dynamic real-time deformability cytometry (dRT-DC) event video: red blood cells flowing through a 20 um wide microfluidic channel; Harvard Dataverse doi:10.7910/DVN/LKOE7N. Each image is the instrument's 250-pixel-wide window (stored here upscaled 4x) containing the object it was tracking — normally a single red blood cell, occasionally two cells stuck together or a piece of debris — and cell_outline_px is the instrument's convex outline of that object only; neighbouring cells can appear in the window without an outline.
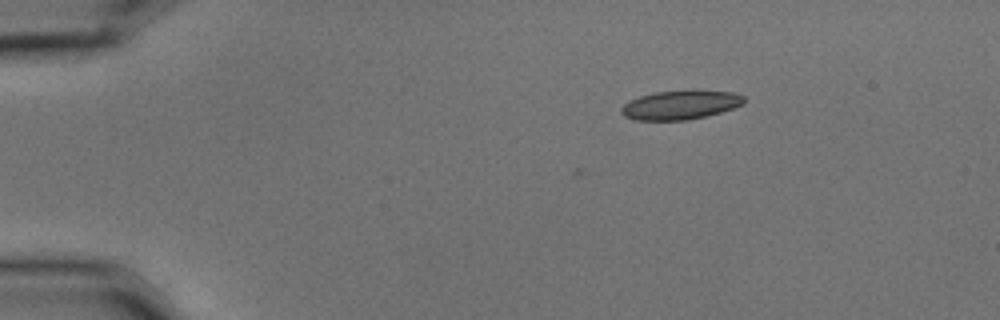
{"species": "common noctule bat (a hibernating species)", "species_latin": "Nyctalus noctula", "temperature_condition": "cold", "stored_images_in_passage": 6, "camera_frame_rate_fps": 3000, "um_per_image_px": 0.085, "animal": {"sex": "male", "body_mass_g": 15.6}, "frame": {"image": 1, "passage_image": 3, "time_ms": 0.667, "image_size_px": [1000, 320], "cell_outline_px": [[744, 104], [720, 112], [688, 120], [636, 120], [624, 116], [620, 112], [620, 108], [628, 100], [640, 96], [656, 92], [692, 88], [700, 88], [732, 92], [744, 96]], "centroid_in_image_um": [57.84, 8.88], "position_along_channel_um": 27.2, "area_um2": 21.33}}
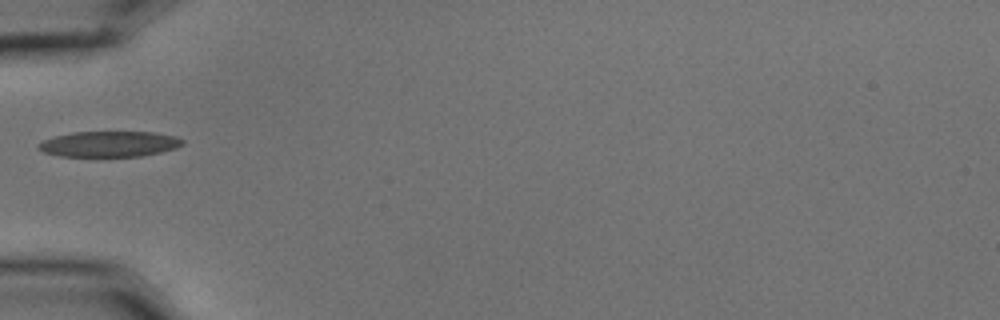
{"frame": {"image": 2, "passage_image": 6, "time_ms": 1.667, "image_size_px": [1000, 320], "cell_outline_px": [[184, 144], [176, 148], [160, 152], [140, 156], [60, 156], [44, 152], [36, 148], [36, 144], [44, 140], [56, 136], [72, 132], [152, 132], [176, 136], [184, 140]], "centroid_in_image_um": [9.28, 12.24], "position_along_channel_um": 75.7, "area_um2": 21.5}}